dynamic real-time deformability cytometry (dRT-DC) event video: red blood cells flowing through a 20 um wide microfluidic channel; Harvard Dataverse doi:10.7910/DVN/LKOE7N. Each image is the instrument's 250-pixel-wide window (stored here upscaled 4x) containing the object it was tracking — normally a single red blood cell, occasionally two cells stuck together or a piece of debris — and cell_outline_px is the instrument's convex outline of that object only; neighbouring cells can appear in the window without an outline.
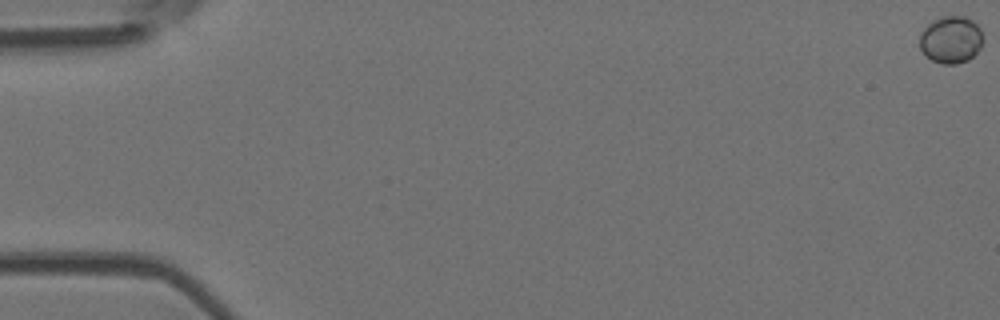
{"species": "Egyptian fruit bat (a non-hibernating species)", "species_latin": "Rousettus aegyptiacus", "temperature_condition": "room temperature", "stored_images_in_passage": 5, "camera_frame_rate_fps": 3000, "um_per_image_px": 0.085, "animal": {"sex": "female"}, "frame": {"image": 1, "passage_image": 1, "time_ms": 0.0, "image_size_px": [1000, 320], "cell_outline_px": [[984, 40], [980, 48], [968, 60], [956, 64], [940, 64], [932, 60], [920, 48], [920, 32], [932, 20], [940, 16], [964, 16], [972, 20], [980, 28]], "centroid_in_image_um": [80.83, 3.36], "position_along_channel_um": 4.2, "area_um2": 17.51}}
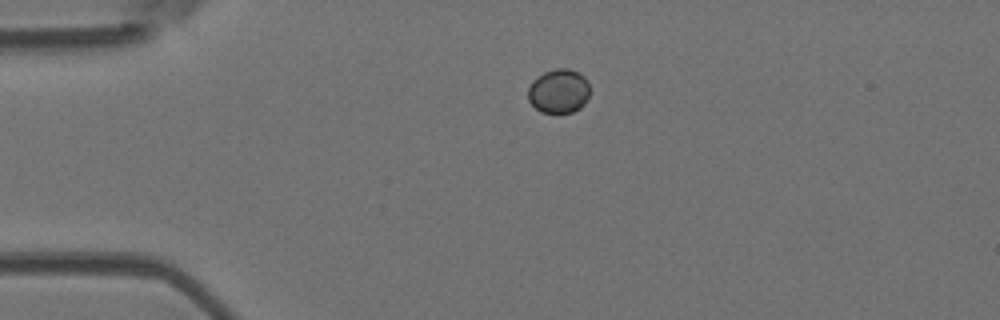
{"frame": {"image": 2, "passage_image": 4, "time_ms": 4.333, "image_size_px": [1000, 320], "cell_outline_px": [[588, 96], [584, 104], [580, 108], [572, 112], [540, 112], [528, 100], [528, 88], [532, 80], [536, 76], [544, 72], [556, 68], [568, 68], [580, 72], [588, 80]], "centroid_in_image_um": [47.48, 7.72], "position_along_channel_um": 37.5, "area_um2": 16.01}}